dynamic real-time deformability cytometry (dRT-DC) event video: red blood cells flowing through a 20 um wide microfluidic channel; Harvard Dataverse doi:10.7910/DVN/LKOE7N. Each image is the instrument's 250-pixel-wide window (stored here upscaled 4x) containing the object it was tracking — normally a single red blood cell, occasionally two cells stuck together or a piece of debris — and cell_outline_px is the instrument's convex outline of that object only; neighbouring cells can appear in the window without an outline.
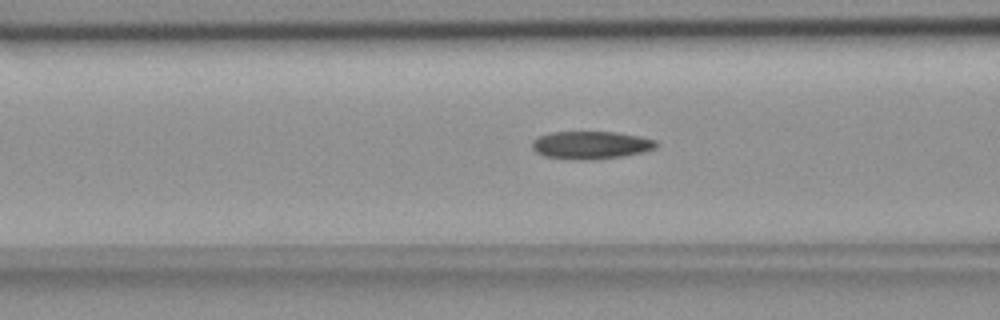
{"species": "common noctule bat (a hibernating species)", "species_latin": "Nyctalus noctula", "temperature_condition": "room temperature", "stored_images_in_passage": 39, "camera_frame_rate_fps": 3000, "um_per_image_px": 0.085, "animal": {"sex": "female", "body_mass_g": 18.4}, "frame": {"image": 1, "passage_image": 15, "time_ms": 4.667, "image_size_px": [1000, 320], "cell_outline_px": [[656, 148], [624, 156], [596, 160], [572, 160], [544, 156], [536, 152], [532, 148], [532, 140], [540, 136], [552, 132], [616, 132], [640, 136], [656, 140]], "centroid_in_image_um": [50.2, 12.34], "position_along_channel_um": 116.4, "area_um2": 20.23}}
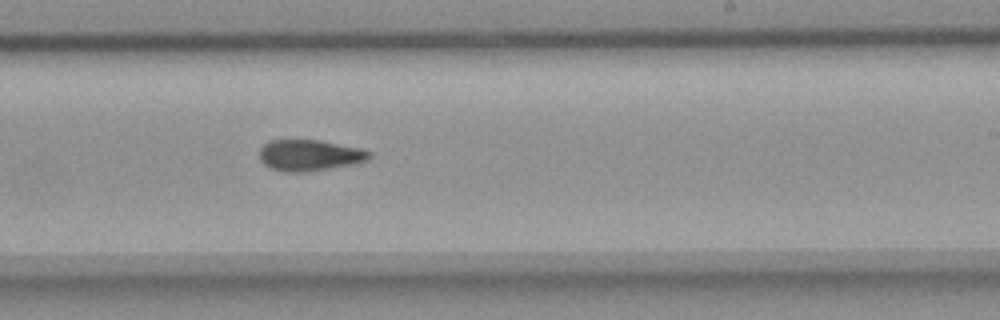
{"frame": {"image": 2, "passage_image": 27, "time_ms": 8.667, "image_size_px": [1000, 320], "cell_outline_px": [[372, 156], [368, 160], [356, 164], [308, 172], [284, 172], [272, 168], [264, 164], [260, 160], [260, 148], [268, 140], [320, 140], [360, 148], [372, 152]], "centroid_in_image_um": [26.34, 13.2], "position_along_channel_um": 262.7, "area_um2": 20.17}}
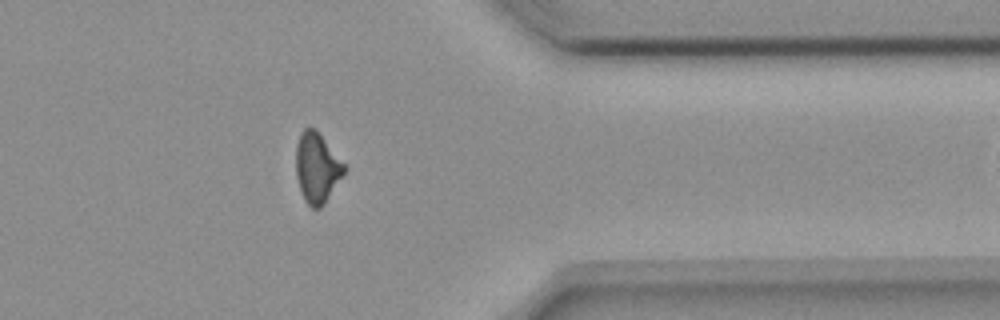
{"frame": {"image": 3, "passage_image": 38, "time_ms": 12.333, "image_size_px": [1000, 320], "cell_outline_px": [[348, 168], [324, 204], [320, 208], [312, 208], [304, 200], [296, 176], [296, 144], [300, 132], [304, 128], [316, 128]], "centroid_in_image_um": [26.95, 14.24], "position_along_channel_um": 384.5, "area_um2": 19.83}}